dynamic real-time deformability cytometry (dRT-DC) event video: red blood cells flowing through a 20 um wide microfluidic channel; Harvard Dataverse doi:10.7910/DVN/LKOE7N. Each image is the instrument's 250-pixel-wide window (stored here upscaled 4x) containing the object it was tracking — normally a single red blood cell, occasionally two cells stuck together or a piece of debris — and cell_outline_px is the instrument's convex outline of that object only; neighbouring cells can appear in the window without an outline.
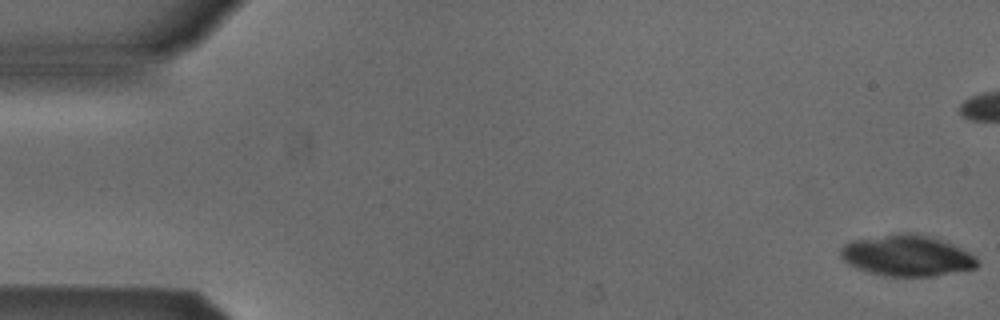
{"species": "Egyptian fruit bat (a non-hibernating species)", "species_latin": "Rousettus aegyptiacus", "temperature_condition": "cold", "stored_images_in_passage": 54, "camera_frame_rate_fps": 3000, "um_per_image_px": 0.085, "animal": {"sex": "male"}, "frame": {"image": 1, "passage_image": 1, "time_ms": 0.0, "image_size_px": [1000, 320], "cell_outline_px": [[980, 264], [976, 268], [932, 276], [884, 276], [868, 272], [856, 268], [848, 264], [840, 256], [840, 248], [844, 244], [856, 240], [904, 232], [908, 232], [940, 240], [960, 248], [968, 252]], "centroid_in_image_um": [77.05, 21.75], "position_along_channel_um": 8.0, "area_um2": 32.08}}
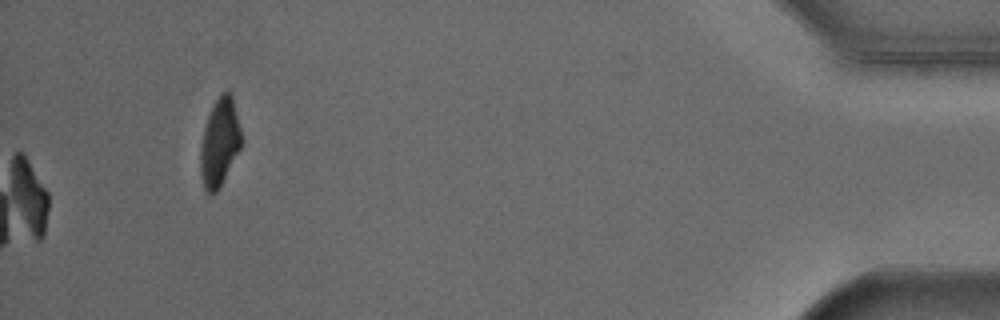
{"frame": {"image": 2, "passage_image": 54, "time_ms": 17.667, "image_size_px": [1000, 320], "cell_outline_px": [[244, 140], [240, 148], [216, 192], [212, 196], [204, 188], [200, 176], [200, 148], [204, 128], [208, 116], [220, 92], [228, 88], [232, 96]], "centroid_in_image_um": [18.67, 12.07], "position_along_channel_um": 416.5, "area_um2": 20.98}}